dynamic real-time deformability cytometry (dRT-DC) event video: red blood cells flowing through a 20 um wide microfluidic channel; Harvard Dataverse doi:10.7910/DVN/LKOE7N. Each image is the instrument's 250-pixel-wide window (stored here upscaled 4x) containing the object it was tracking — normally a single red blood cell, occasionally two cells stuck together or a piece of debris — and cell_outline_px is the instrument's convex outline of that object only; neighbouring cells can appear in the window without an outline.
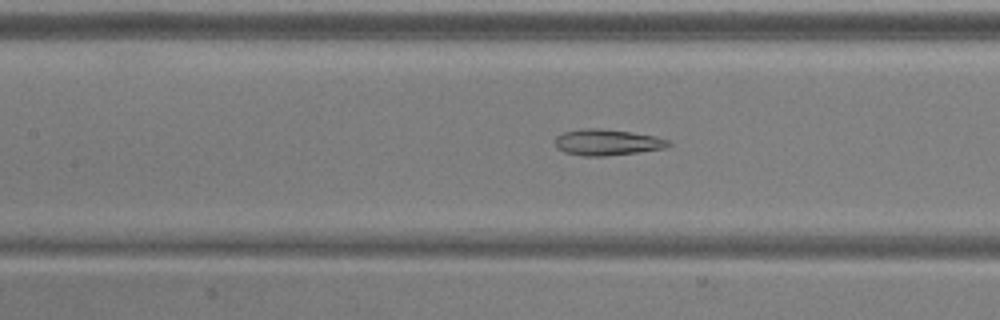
{"species": "common noctule bat (a hibernating species)", "species_latin": "Nyctalus noctula", "temperature_condition": "warm", "stored_images_in_passage": 52, "camera_frame_rate_fps": 3000, "um_per_image_px": 0.085, "animal": {"sex": "male", "body_mass_g": 20.5, "forearm_length_mm": 52.5}, "frame": {"image": 1, "passage_image": 24, "time_ms": 7.667, "image_size_px": [1000, 320], "cell_outline_px": [[672, 144], [664, 148], [636, 152], [604, 156], [584, 156], [564, 152], [556, 148], [556, 136], [564, 132], [584, 128], [600, 128], [632, 132], [656, 136], [668, 140]], "centroid_in_image_um": [51.6, 12.09], "position_along_channel_um": 155.8, "area_um2": 17.17}}
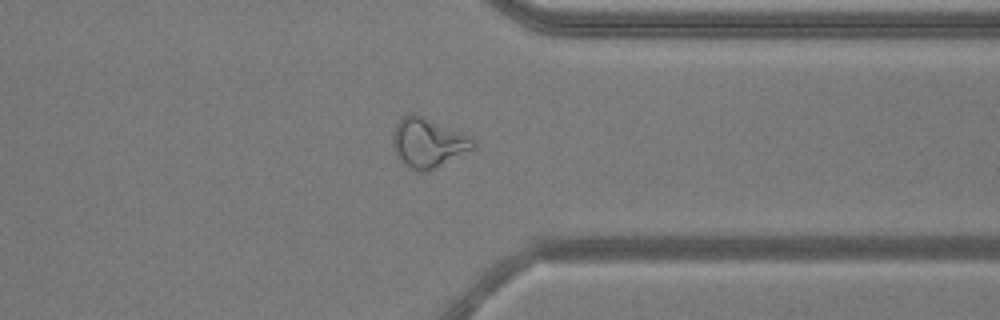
{"frame": {"image": 2, "passage_image": 41, "time_ms": 13.333, "image_size_px": [1000, 320], "cell_outline_px": [[476, 148], [436, 168], [424, 172], [420, 172], [412, 168], [400, 160], [392, 144], [392, 136], [396, 124], [408, 112], [412, 112], [424, 116], [468, 136], [476, 140]], "centroid_in_image_um": [36.4, 12.13], "position_along_channel_um": 375.0, "area_um2": 23.06}}
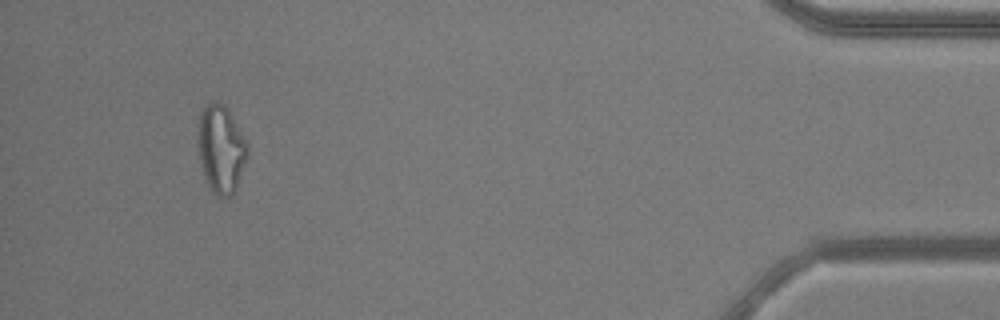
{"frame": {"image": 3, "passage_image": 49, "time_ms": 16.0, "image_size_px": [1000, 320], "cell_outline_px": [[248, 156], [236, 192], [232, 196], [216, 196], [208, 184], [204, 176], [200, 164], [196, 144], [200, 112], [204, 104], [208, 100], [216, 100], [224, 104], [248, 144]], "centroid_in_image_um": [18.76, 12.65], "position_along_channel_um": 416.4, "area_um2": 25.95}, "authors_computed_cell_mechanics": {"area_um2": 22.7732, "velocity_mm_per_s": 3.9231, "shape_relaxation_time_tau1_ms": null, "shape_relaxation_time_tau2_ms": 1.6728, "deformation_change_tau1": null, "deformation_change_tau2": 0.0816}}